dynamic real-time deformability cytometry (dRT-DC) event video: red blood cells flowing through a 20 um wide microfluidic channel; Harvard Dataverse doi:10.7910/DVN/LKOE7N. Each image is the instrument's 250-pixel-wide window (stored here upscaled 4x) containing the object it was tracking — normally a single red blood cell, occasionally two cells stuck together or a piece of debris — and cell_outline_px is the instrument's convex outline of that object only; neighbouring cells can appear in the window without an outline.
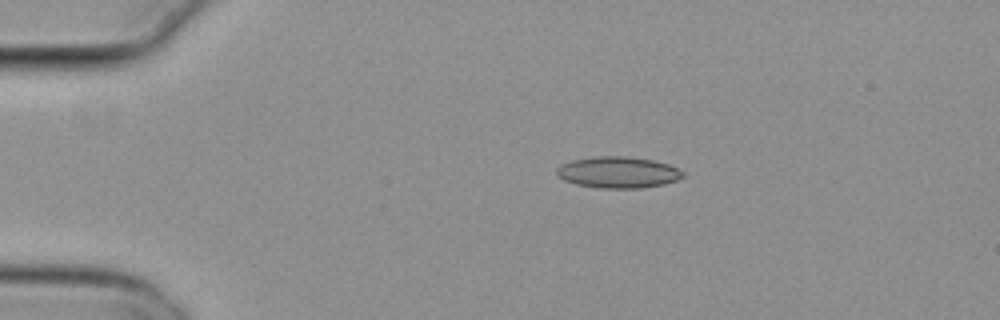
{"species": "common noctule bat (a hibernating species)", "species_latin": "Nyctalus noctula", "temperature_condition": "cold", "stored_images_in_passage": 39, "camera_frame_rate_fps": 3000, "um_per_image_px": 0.085, "animal": {"sex": "female", "body_mass_g": 29.2, "forearm_length_mm": 56.3}, "frame": {"image": 1, "passage_image": 1, "time_ms": 0.0, "image_size_px": [1000, 320], "cell_outline_px": [[684, 176], [676, 180], [664, 184], [640, 188], [600, 188], [576, 184], [564, 180], [556, 172], [556, 168], [560, 164], [572, 160], [596, 156], [628, 156], [652, 160], [668, 164], [684, 172]], "centroid_in_image_um": [52.52, 14.64], "position_along_channel_um": 32.5, "area_um2": 23.0}}
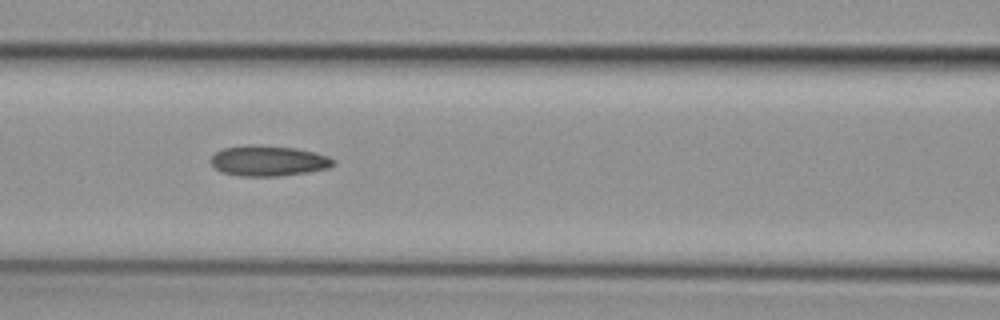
{"frame": {"image": 2, "passage_image": 14, "time_ms": 4.333, "image_size_px": [1000, 320], "cell_outline_px": [[336, 160], [328, 168], [308, 172], [280, 176], [240, 176], [220, 172], [208, 160], [216, 152], [224, 148], [248, 144], [256, 144], [296, 148], [316, 152], [328, 156]], "centroid_in_image_um": [22.79, 13.66], "position_along_channel_um": 143.8, "area_um2": 21.96}}
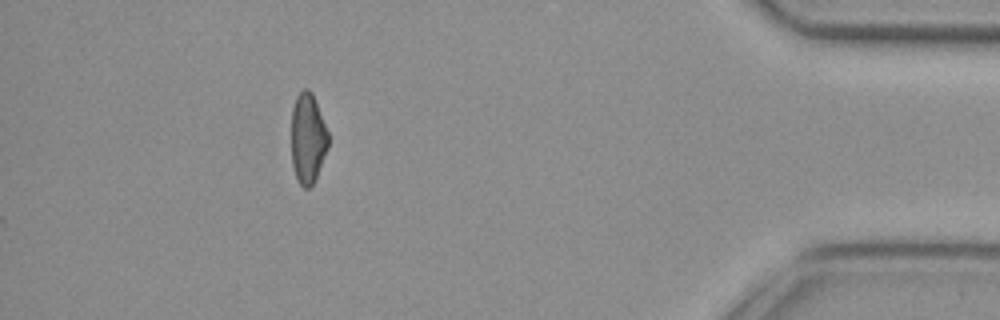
{"frame": {"image": 3, "passage_image": 39, "time_ms": 12.667, "image_size_px": [1000, 320], "cell_outline_px": [[328, 148], [316, 180], [308, 188], [304, 188], [296, 180], [292, 164], [292, 108], [296, 96], [304, 88], [308, 88], [312, 92], [328, 132]], "centroid_in_image_um": [26.16, 11.78], "position_along_channel_um": 409.0, "area_um2": 19.54}, "authors_computed_cell_mechanics": {"area_um2": 21.097, "velocity_mm_per_s": 3.8169, "shape_relaxation_time_tau1_ms": null, "shape_relaxation_time_tau2_ms": 5.1748, "deformation_change_tau1": null, "deformation_change_tau2": 0.1259}}